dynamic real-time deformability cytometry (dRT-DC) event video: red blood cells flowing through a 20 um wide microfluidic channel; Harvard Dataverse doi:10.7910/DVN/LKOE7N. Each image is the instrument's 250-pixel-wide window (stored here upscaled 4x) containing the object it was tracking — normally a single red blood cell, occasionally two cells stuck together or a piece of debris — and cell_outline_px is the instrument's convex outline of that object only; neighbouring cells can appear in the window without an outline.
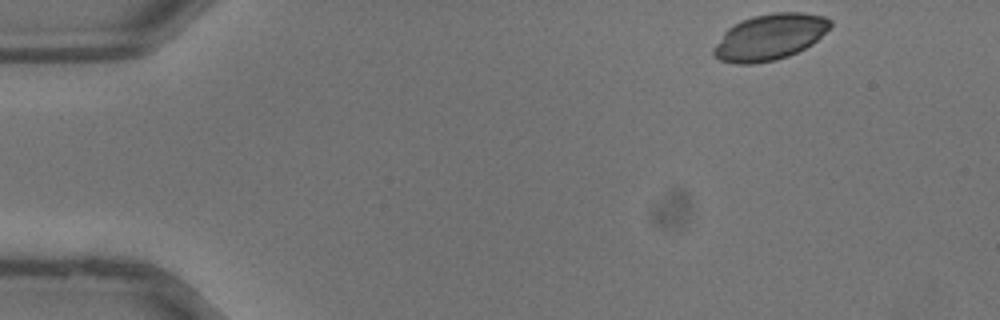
{"species": "common noctule bat (a hibernating species)", "species_latin": "Nyctalus noctula", "temperature_condition": "warm", "stored_images_in_passage": 34, "camera_frame_rate_fps": 3000, "um_per_image_px": 0.085, "animal": {"sex": "male", "body_mass_g": 13.3}, "frame": {"image": 1, "passage_image": 1, "time_ms": 0.0, "image_size_px": [1000, 320], "cell_outline_px": [[832, 24], [812, 44], [788, 56], [776, 60], [752, 64], [736, 64], [720, 60], [712, 52], [712, 48], [724, 32], [728, 28], [740, 20], [752, 16], [776, 12], [800, 12], [824, 16], [832, 20]], "centroid_in_image_um": [65.4, 3.14], "position_along_channel_um": 19.6, "area_um2": 31.21}}
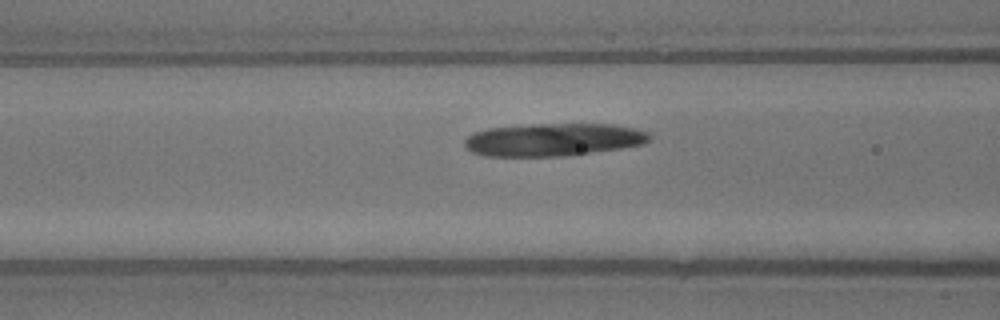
{"frame": {"image": 2, "passage_image": 12, "time_ms": 3.667, "image_size_px": [1000, 320], "cell_outline_px": [[652, 136], [644, 144], [620, 148], [564, 156], [484, 156], [472, 152], [464, 144], [464, 140], [472, 132], [488, 128], [532, 124], [612, 124], [636, 128], [648, 132]], "centroid_in_image_um": [47.02, 11.86], "position_along_channel_um": 119.6, "area_um2": 35.37}}
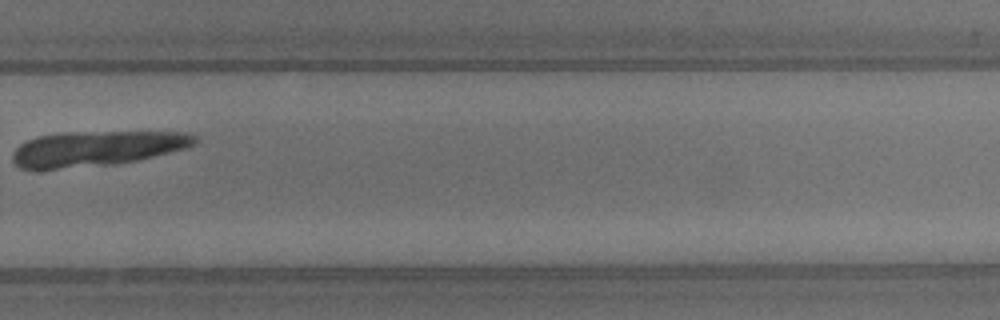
{"frame": {"image": 3, "passage_image": 23, "time_ms": 7.333, "image_size_px": [1000, 320], "cell_outline_px": [[200, 140], [196, 144], [188, 148], [140, 160], [116, 164], [56, 168], [20, 168], [12, 160], [12, 152], [20, 144], [36, 136], [76, 132], [184, 132], [196, 136]], "centroid_in_image_um": [8.29, 12.61], "position_along_channel_um": 321.5, "area_um2": 37.11}}